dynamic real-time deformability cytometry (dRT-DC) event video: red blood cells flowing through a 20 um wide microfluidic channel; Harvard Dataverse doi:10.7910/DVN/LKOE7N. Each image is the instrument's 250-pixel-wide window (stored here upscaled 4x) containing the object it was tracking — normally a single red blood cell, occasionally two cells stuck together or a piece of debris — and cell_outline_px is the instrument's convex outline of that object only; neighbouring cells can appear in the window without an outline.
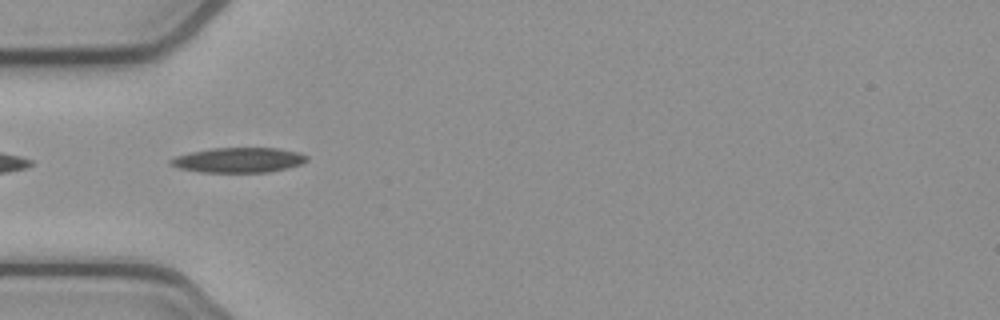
{"species": "common noctule bat (a hibernating species)", "species_latin": "Nyctalus noctula", "temperature_condition": "cold", "stored_images_in_passage": 37, "camera_frame_rate_fps": 3000, "um_per_image_px": 0.085, "animal": {"sex": "female", "body_mass_g": 21.9}, "frame": {"image": 1, "passage_image": 1, "time_ms": 0.0, "image_size_px": [1000, 320], "cell_outline_px": [[308, 160], [300, 164], [288, 168], [268, 172], [200, 172], [180, 168], [168, 164], [168, 160], [176, 156], [192, 152], [212, 148], [276, 148], [296, 152], [308, 156]], "centroid_in_image_um": [20.26, 13.61], "position_along_channel_um": 64.7, "area_um2": 19.71}}
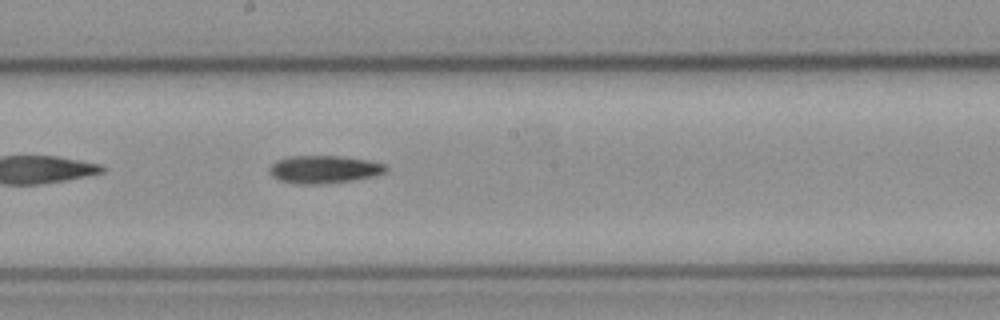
{"frame": {"image": 2, "passage_image": 13, "time_ms": 4.0, "image_size_px": [1000, 320], "cell_outline_px": [[388, 172], [376, 176], [352, 180], [320, 184], [296, 184], [280, 180], [272, 176], [268, 172], [268, 168], [276, 160], [288, 156], [344, 156], [368, 160], [384, 164], [388, 168]], "centroid_in_image_um": [27.55, 14.39], "position_along_channel_um": 220.7, "area_um2": 19.07}}
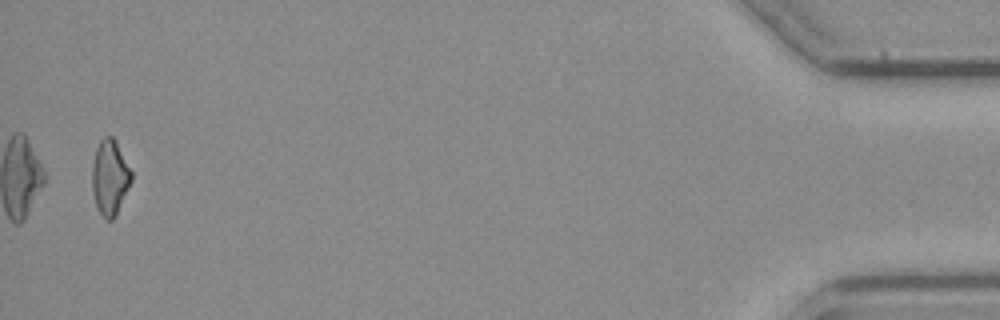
{"frame": {"image": 3, "passage_image": 36, "time_ms": 11.667, "image_size_px": [1000, 320], "cell_outline_px": [[132, 180], [116, 216], [112, 220], [104, 220], [96, 208], [92, 192], [92, 164], [96, 148], [100, 140], [104, 136], [112, 136], [116, 140], [132, 172]], "centroid_in_image_um": [9.33, 15.1], "position_along_channel_um": 425.9, "area_um2": 17.51}, "authors_computed_cell_mechanics": {"area_um2": 18.2648, "velocity_mm_per_s": 3.8783, "shape_relaxation_time_tau1_ms": 11.2148, "shape_relaxation_time_tau2_ms": null, "deformation_change_tau1": 0.2092, "deformation_change_tau2": null}}